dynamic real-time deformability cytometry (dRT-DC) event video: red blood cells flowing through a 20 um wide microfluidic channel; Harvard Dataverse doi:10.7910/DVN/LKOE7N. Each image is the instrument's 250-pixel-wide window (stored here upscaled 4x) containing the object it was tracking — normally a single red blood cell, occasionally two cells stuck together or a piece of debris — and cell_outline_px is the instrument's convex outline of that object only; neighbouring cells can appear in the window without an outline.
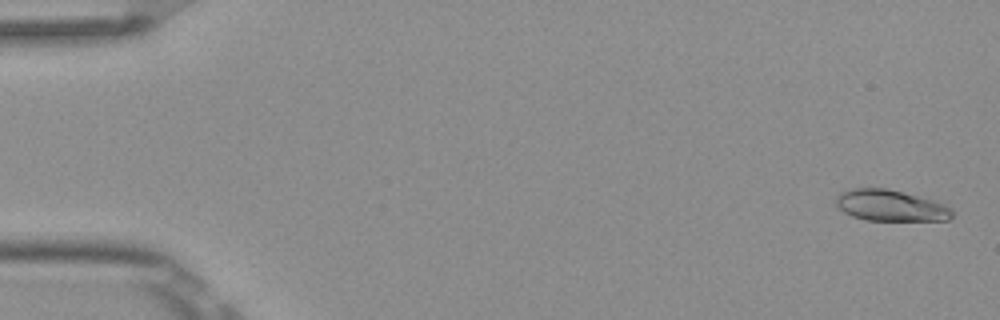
{"species": "Egyptian fruit bat (a non-hibernating species)", "species_latin": "Rousettus aegyptiacus", "temperature_condition": "room temperature", "stored_images_in_passage": 6, "camera_frame_rate_fps": 3000, "um_per_image_px": 0.085, "frame": {"image": 1, "passage_image": 1, "time_ms": 0.0, "image_size_px": [1000, 320], "cell_outline_px": [[952, 216], [948, 220], [868, 220], [852, 216], [844, 212], [836, 204], [836, 196], [840, 192], [852, 188], [884, 188], [932, 200], [944, 204], [952, 208]], "centroid_in_image_um": [75.67, 17.47], "position_along_channel_um": 9.3, "area_um2": 20.81}}
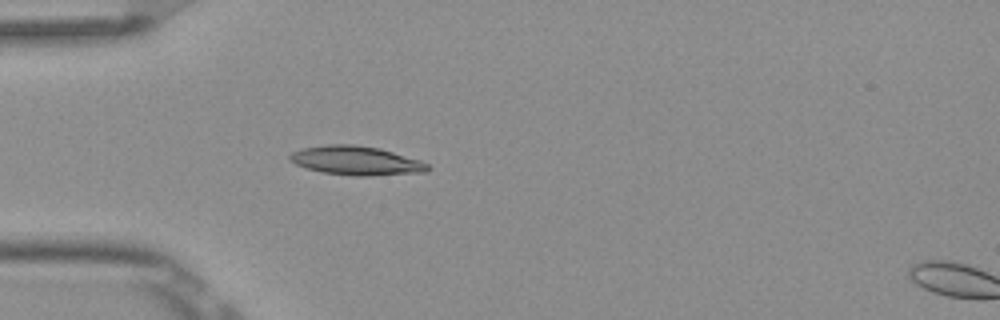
{"frame": {"image": 2, "passage_image": 5, "time_ms": 1.333, "image_size_px": [1000, 320], "cell_outline_px": [[432, 168], [428, 172], [368, 176], [352, 176], [324, 172], [304, 168], [288, 160], [288, 156], [292, 152], [304, 148], [328, 144], [352, 144], [380, 148], [420, 160], [428, 164]], "centroid_in_image_um": [30.29, 13.66], "position_along_channel_um": 54.7, "area_um2": 23.47}}